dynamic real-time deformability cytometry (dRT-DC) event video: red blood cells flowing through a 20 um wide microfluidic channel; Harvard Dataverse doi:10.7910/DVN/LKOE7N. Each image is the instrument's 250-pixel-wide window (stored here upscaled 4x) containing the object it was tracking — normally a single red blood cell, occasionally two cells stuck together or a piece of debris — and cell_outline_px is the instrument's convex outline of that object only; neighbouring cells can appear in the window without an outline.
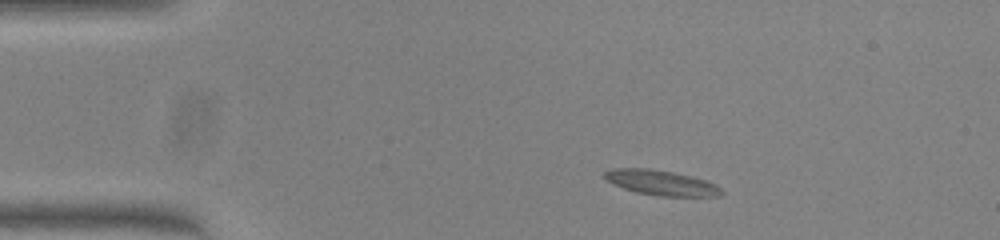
{"species": "common noctule bat (a hibernating species)", "species_latin": "Nyctalus noctula", "temperature_condition": "warm", "stored_images_in_passage": 43, "camera_frame_rate_fps": 3000, "um_per_image_px": 0.085, "animal": {"sex": "female", "body_mass_g": 23.0, "forearm_length_mm": 53.4}, "frame": {"image": 1, "passage_image": 1, "time_ms": 0.0, "image_size_px": [1000, 240], "cell_outline_px": [[724, 192], [720, 196], [660, 196], [636, 192], [612, 184], [604, 180], [600, 176], [604, 172], [612, 168], [648, 168], [672, 172], [708, 180], [716, 184]], "centroid_in_image_um": [56.16, 15.53], "position_along_channel_um": 28.8, "area_um2": 17.28}}
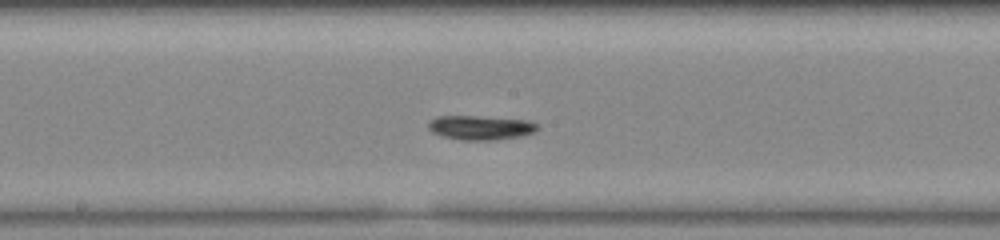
{"frame": {"image": 2, "passage_image": 19, "time_ms": 6.0, "image_size_px": [1000, 240], "cell_outline_px": [[540, 128], [536, 132], [520, 136], [496, 140], [460, 140], [444, 136], [432, 132], [428, 128], [428, 120], [436, 116], [476, 116], [528, 120], [536, 124]], "centroid_in_image_um": [40.84, 10.84], "position_along_channel_um": 207.4, "area_um2": 15.55}}
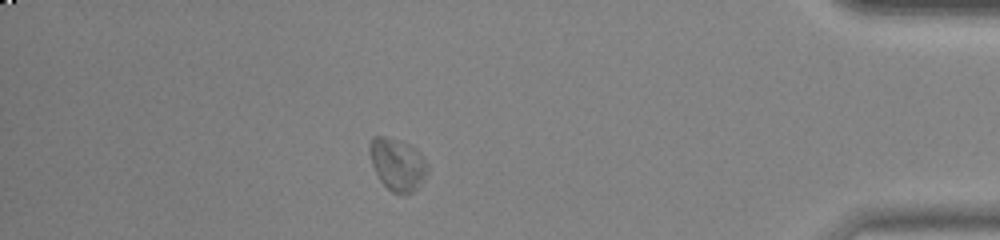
{"frame": {"image": 3, "passage_image": 37, "time_ms": 12.0, "image_size_px": [1000, 240], "cell_outline_px": [[428, 172], [416, 188], [412, 192], [404, 196], [400, 196], [392, 192], [380, 180], [372, 164], [368, 152], [368, 144], [372, 136], [384, 136], [400, 140], [416, 148], [420, 152], [428, 164]], "centroid_in_image_um": [33.77, 13.96], "position_along_channel_um": 401.4, "area_um2": 17.92}, "authors_computed_cell_mechanics": {"area_um2": 15.5482, "velocity_mm_per_s": 3.9642, "shape_relaxation_time_tau1_ms": 2.8504, "shape_relaxation_time_tau2_ms": null, "deformation_change_tau1": 0.1407, "deformation_change_tau2": null}}